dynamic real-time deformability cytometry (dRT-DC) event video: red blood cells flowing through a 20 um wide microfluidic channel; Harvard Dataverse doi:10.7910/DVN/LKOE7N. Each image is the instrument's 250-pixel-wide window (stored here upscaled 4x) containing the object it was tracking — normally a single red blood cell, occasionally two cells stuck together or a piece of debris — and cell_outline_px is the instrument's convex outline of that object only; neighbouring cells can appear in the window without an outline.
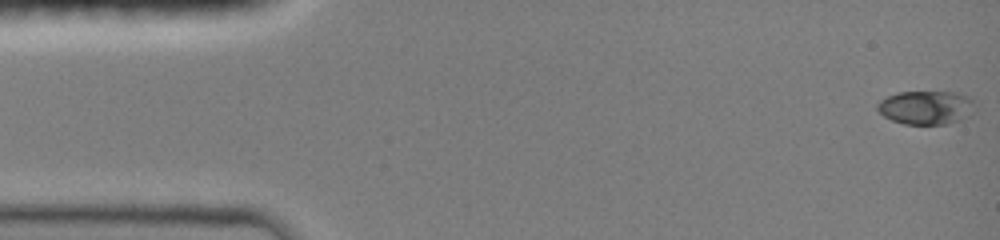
{"species": "common noctule bat (a hibernating species)", "species_latin": "Nyctalus noctula", "temperature_condition": "room temperature", "stored_images_in_passage": 43, "camera_frame_rate_fps": 3000, "um_per_image_px": 0.085, "animal": {"sex": "female", "body_mass_g": 19.0, "forearm_length_mm": 51.5}, "frame": {"image": 1, "passage_image": 1, "time_ms": 0.0, "image_size_px": [1000, 240], "cell_outline_px": [[972, 100], [968, 116], [960, 120], [948, 124], [904, 124], [892, 120], [884, 116], [876, 108], [876, 104], [880, 100], [896, 92], [956, 92], [968, 96]], "centroid_in_image_um": [78.65, 9.13], "position_along_channel_um": 6.4, "area_um2": 18.9}}
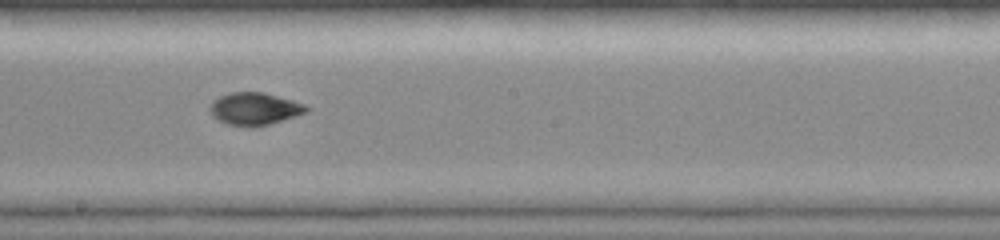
{"frame": {"image": 2, "passage_image": 20, "time_ms": 8.333, "image_size_px": [1000, 240], "cell_outline_px": [[308, 108], [304, 112], [256, 128], [252, 128], [228, 124], [212, 116], [208, 108], [212, 100], [228, 92], [264, 92], [292, 100], [304, 104]], "centroid_in_image_um": [21.55, 9.24], "position_along_channel_um": 226.7, "area_um2": 18.09}}
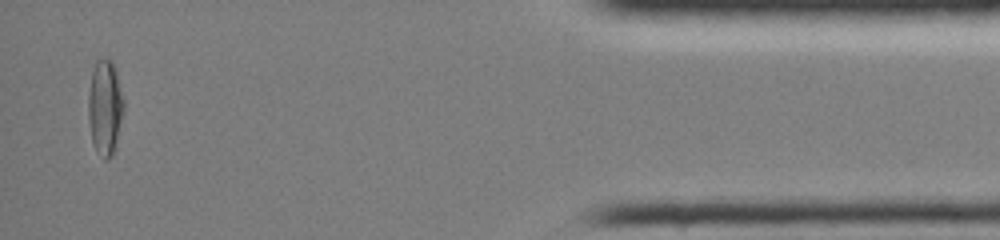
{"frame": {"image": 3, "passage_image": 42, "time_ms": 14.667, "image_size_px": [1000, 240], "cell_outline_px": [[124, 112], [112, 156], [108, 160], [104, 160], [96, 152], [92, 144], [88, 120], [88, 96], [92, 72], [96, 60], [108, 56], [112, 60], [116, 68], [124, 100]], "centroid_in_image_um": [8.92, 9.11], "position_along_channel_um": 426.3, "area_um2": 20.17}, "authors_computed_cell_mechanics": {"area_um2": 18.0336, "velocity_mm_per_s": 4.1325, "shape_relaxation_time_tau1_ms": null, "shape_relaxation_time_tau2_ms": 1.3034, "deformation_change_tau1": null, "deformation_change_tau2": 0.0461}}